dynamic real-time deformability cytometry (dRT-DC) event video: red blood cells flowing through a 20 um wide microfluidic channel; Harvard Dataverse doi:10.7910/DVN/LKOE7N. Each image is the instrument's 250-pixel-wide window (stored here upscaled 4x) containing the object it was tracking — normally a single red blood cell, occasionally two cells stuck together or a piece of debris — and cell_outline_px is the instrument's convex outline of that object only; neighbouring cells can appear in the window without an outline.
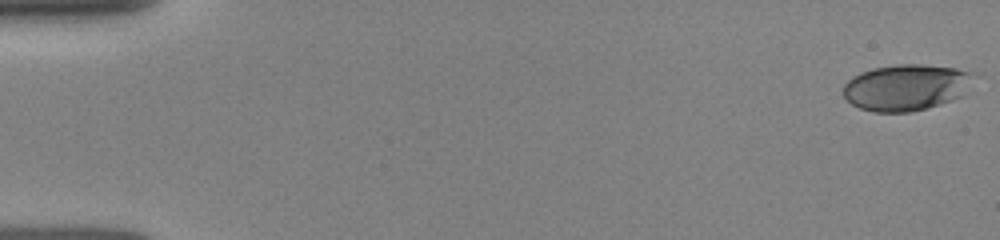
{"species": "human", "species_latin": "Homo sapiens", "temperature_condition": "room temperature", "stored_images_in_passage": 16, "camera_frame_rate_fps": 3000, "um_per_image_px": 0.085, "donor": {"sex": "female"}, "frame": {"image": 1, "passage_image": 1, "time_ms": 0.0, "image_size_px": [1000, 240], "cell_outline_px": [[976, 72], [960, 96], [952, 100], [940, 104], [908, 112], [872, 112], [860, 108], [852, 104], [844, 96], [844, 84], [852, 76], [860, 72], [872, 68], [900, 64], [920, 64], [956, 68]], "centroid_in_image_um": [76.98, 7.41], "position_along_channel_um": 8.0, "area_um2": 34.91}}
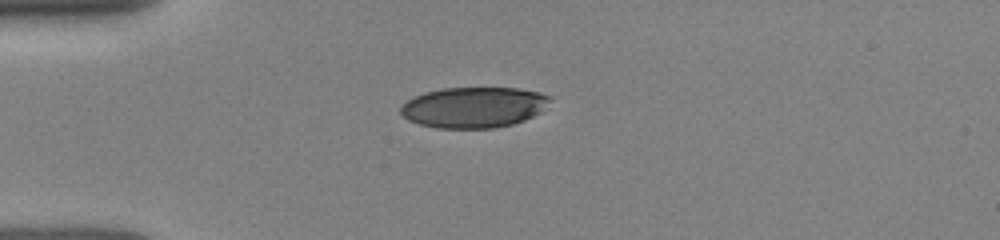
{"frame": {"image": 2, "passage_image": 10, "time_ms": 4.0, "image_size_px": [1000, 240], "cell_outline_px": [[552, 100], [540, 112], [524, 120], [512, 124], [492, 128], [436, 128], [420, 124], [408, 120], [400, 112], [400, 104], [424, 92], [440, 88], [520, 88], [540, 92], [552, 96]], "centroid_in_image_um": [40.28, 9.11], "position_along_channel_um": 44.7, "area_um2": 35.6}}
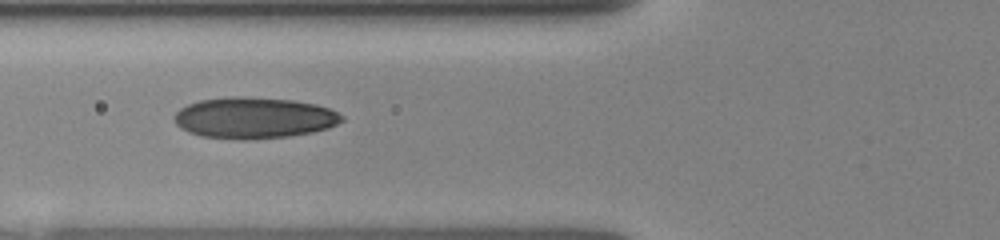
{"frame": {"image": 3, "passage_image": 14, "time_ms": 6.0, "image_size_px": [1000, 240], "cell_outline_px": [[344, 120], [328, 128], [312, 132], [288, 136], [248, 140], [240, 140], [200, 136], [188, 132], [180, 128], [172, 120], [172, 116], [180, 108], [188, 104], [200, 100], [232, 96], [236, 96], [292, 100], [316, 104], [328, 108], [344, 116]], "centroid_in_image_um": [21.55, 10.02], "position_along_channel_um": 104.3, "area_um2": 40.4}}